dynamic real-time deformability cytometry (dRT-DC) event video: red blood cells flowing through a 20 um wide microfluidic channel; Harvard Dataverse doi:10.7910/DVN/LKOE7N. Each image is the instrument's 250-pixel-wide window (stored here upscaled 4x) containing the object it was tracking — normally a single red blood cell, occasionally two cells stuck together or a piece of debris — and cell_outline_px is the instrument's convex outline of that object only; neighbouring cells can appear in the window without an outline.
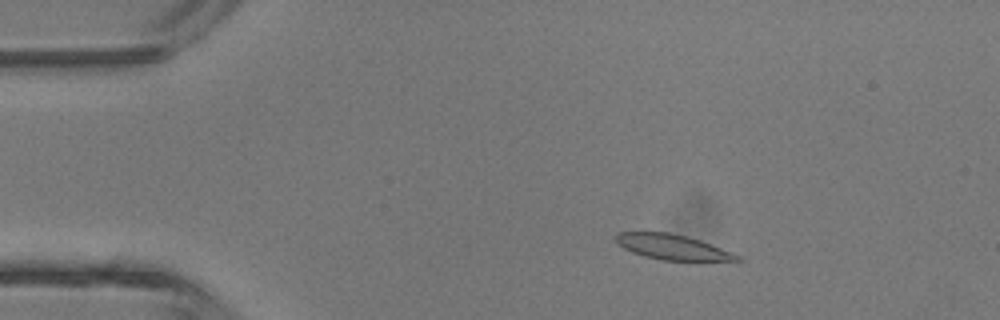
{"species": "common noctule bat (a hibernating species)", "species_latin": "Nyctalus noctula", "temperature_condition": "room temperature", "stored_images_in_passage": 4, "camera_frame_rate_fps": 3000, "um_per_image_px": 0.085, "animal": {"sex": "male", "body_mass_g": 13.3}, "frame": {"image": 1, "passage_image": 2, "time_ms": 1.0, "image_size_px": [1000, 320], "cell_outline_px": [[740, 260], [660, 260], [644, 256], [632, 252], [616, 244], [612, 236], [616, 232], [668, 232], [688, 236], [700, 240], [732, 252], [740, 256]], "centroid_in_image_um": [57.05, 20.97], "position_along_channel_um": 27.9, "area_um2": 17.8}}
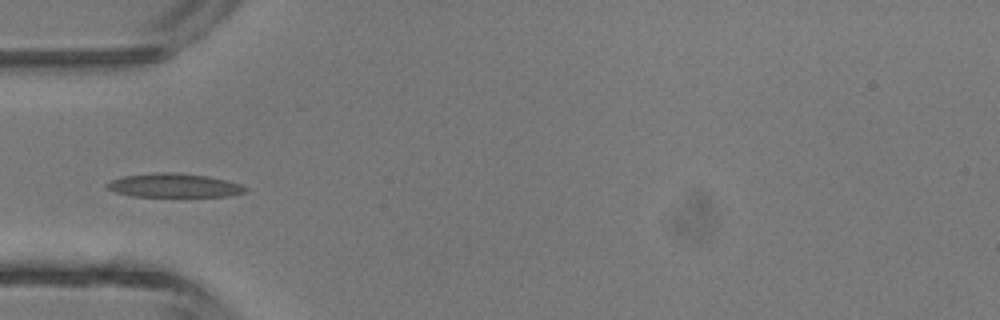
{"frame": {"image": 2, "passage_image": 4, "time_ms": 3.333, "image_size_px": [1000, 320], "cell_outline_px": [[248, 188], [244, 192], [228, 196], [132, 196], [116, 192], [104, 188], [104, 184], [112, 180], [124, 176], [156, 172], [176, 172], [208, 176], [240, 184]], "centroid_in_image_um": [14.74, 15.75], "position_along_channel_um": 70.3, "area_um2": 19.13}}